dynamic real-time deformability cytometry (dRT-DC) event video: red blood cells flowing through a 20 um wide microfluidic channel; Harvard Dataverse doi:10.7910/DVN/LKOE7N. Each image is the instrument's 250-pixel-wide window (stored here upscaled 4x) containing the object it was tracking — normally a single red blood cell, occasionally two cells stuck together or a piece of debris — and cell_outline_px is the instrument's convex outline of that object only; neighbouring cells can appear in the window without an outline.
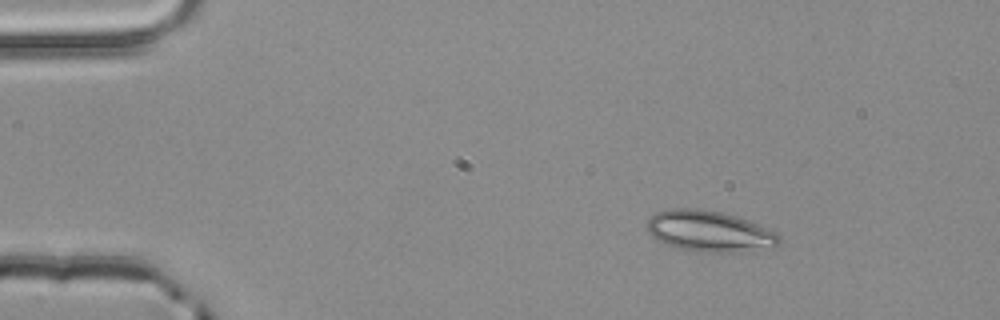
{"species": "common noctule bat (a hibernating species)", "species_latin": "Nyctalus noctula", "temperature_condition": "room temperature", "stored_images_in_passage": 3, "camera_frame_rate_fps": 3000, "um_per_image_px": 0.085, "animal": {"sex": "male", "body_mass_g": 20.4}, "frame": {"image": 1, "passage_image": 1, "time_ms": 0.0, "image_size_px": [1000, 320], "cell_outline_px": [[780, 244], [772, 248], [752, 252], [712, 252], [680, 248], [668, 244], [652, 236], [648, 232], [648, 220], [656, 212], [672, 208], [700, 208], [720, 212], [736, 216], [748, 220], [776, 232], [780, 236]], "centroid_in_image_um": [60.37, 19.66], "position_along_channel_um": 24.6, "area_um2": 31.5}}